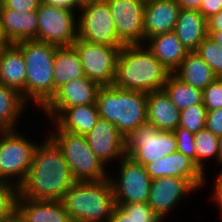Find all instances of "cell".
Instances as JSON below:
<instances>
[{"label":"cell","instance_id":"obj_27","mask_svg":"<svg viewBox=\"0 0 222 222\" xmlns=\"http://www.w3.org/2000/svg\"><path fill=\"white\" fill-rule=\"evenodd\" d=\"M54 94L63 84L84 77L81 60L73 47H60L54 56Z\"/></svg>","mask_w":222,"mask_h":222},{"label":"cell","instance_id":"obj_14","mask_svg":"<svg viewBox=\"0 0 222 222\" xmlns=\"http://www.w3.org/2000/svg\"><path fill=\"white\" fill-rule=\"evenodd\" d=\"M101 86L86 76L73 79L60 86L51 100L42 108L53 121L65 108L96 104Z\"/></svg>","mask_w":222,"mask_h":222},{"label":"cell","instance_id":"obj_45","mask_svg":"<svg viewBox=\"0 0 222 222\" xmlns=\"http://www.w3.org/2000/svg\"><path fill=\"white\" fill-rule=\"evenodd\" d=\"M2 222H25L19 213L15 210L8 218Z\"/></svg>","mask_w":222,"mask_h":222},{"label":"cell","instance_id":"obj_17","mask_svg":"<svg viewBox=\"0 0 222 222\" xmlns=\"http://www.w3.org/2000/svg\"><path fill=\"white\" fill-rule=\"evenodd\" d=\"M151 179L160 177H178L187 179L197 190L206 183L204 174L196 163L181 152H173L157 161L146 164Z\"/></svg>","mask_w":222,"mask_h":222},{"label":"cell","instance_id":"obj_34","mask_svg":"<svg viewBox=\"0 0 222 222\" xmlns=\"http://www.w3.org/2000/svg\"><path fill=\"white\" fill-rule=\"evenodd\" d=\"M18 188L8 182L0 181V222L16 210Z\"/></svg>","mask_w":222,"mask_h":222},{"label":"cell","instance_id":"obj_23","mask_svg":"<svg viewBox=\"0 0 222 222\" xmlns=\"http://www.w3.org/2000/svg\"><path fill=\"white\" fill-rule=\"evenodd\" d=\"M144 45L170 73L180 66L188 53L174 31L155 35Z\"/></svg>","mask_w":222,"mask_h":222},{"label":"cell","instance_id":"obj_5","mask_svg":"<svg viewBox=\"0 0 222 222\" xmlns=\"http://www.w3.org/2000/svg\"><path fill=\"white\" fill-rule=\"evenodd\" d=\"M96 105L100 118L115 124L125 138L147 124V93L101 86Z\"/></svg>","mask_w":222,"mask_h":222},{"label":"cell","instance_id":"obj_19","mask_svg":"<svg viewBox=\"0 0 222 222\" xmlns=\"http://www.w3.org/2000/svg\"><path fill=\"white\" fill-rule=\"evenodd\" d=\"M0 25L8 43L38 40L37 11L21 12L0 7Z\"/></svg>","mask_w":222,"mask_h":222},{"label":"cell","instance_id":"obj_9","mask_svg":"<svg viewBox=\"0 0 222 222\" xmlns=\"http://www.w3.org/2000/svg\"><path fill=\"white\" fill-rule=\"evenodd\" d=\"M72 47L78 53L84 75L100 86H111L116 78L117 58L122 46L93 44L77 38Z\"/></svg>","mask_w":222,"mask_h":222},{"label":"cell","instance_id":"obj_1","mask_svg":"<svg viewBox=\"0 0 222 222\" xmlns=\"http://www.w3.org/2000/svg\"><path fill=\"white\" fill-rule=\"evenodd\" d=\"M43 141L36 146L31 167L17 196L61 201L76 181L61 149L48 135Z\"/></svg>","mask_w":222,"mask_h":222},{"label":"cell","instance_id":"obj_40","mask_svg":"<svg viewBox=\"0 0 222 222\" xmlns=\"http://www.w3.org/2000/svg\"><path fill=\"white\" fill-rule=\"evenodd\" d=\"M41 3L72 12L75 10L78 12V9L82 7L77 0H41Z\"/></svg>","mask_w":222,"mask_h":222},{"label":"cell","instance_id":"obj_7","mask_svg":"<svg viewBox=\"0 0 222 222\" xmlns=\"http://www.w3.org/2000/svg\"><path fill=\"white\" fill-rule=\"evenodd\" d=\"M37 145L17 130L0 131V181L19 188L27 177Z\"/></svg>","mask_w":222,"mask_h":222},{"label":"cell","instance_id":"obj_41","mask_svg":"<svg viewBox=\"0 0 222 222\" xmlns=\"http://www.w3.org/2000/svg\"><path fill=\"white\" fill-rule=\"evenodd\" d=\"M214 190L213 192V200L217 204L218 209L221 210L222 213V170L216 175L214 179Z\"/></svg>","mask_w":222,"mask_h":222},{"label":"cell","instance_id":"obj_26","mask_svg":"<svg viewBox=\"0 0 222 222\" xmlns=\"http://www.w3.org/2000/svg\"><path fill=\"white\" fill-rule=\"evenodd\" d=\"M173 73L183 82L202 91L217 78L210 66L195 51L188 52Z\"/></svg>","mask_w":222,"mask_h":222},{"label":"cell","instance_id":"obj_10","mask_svg":"<svg viewBox=\"0 0 222 222\" xmlns=\"http://www.w3.org/2000/svg\"><path fill=\"white\" fill-rule=\"evenodd\" d=\"M78 38L93 44L123 46L117 38L114 19L106 0H96L79 9Z\"/></svg>","mask_w":222,"mask_h":222},{"label":"cell","instance_id":"obj_38","mask_svg":"<svg viewBox=\"0 0 222 222\" xmlns=\"http://www.w3.org/2000/svg\"><path fill=\"white\" fill-rule=\"evenodd\" d=\"M214 135L222 136V108L207 111L206 126Z\"/></svg>","mask_w":222,"mask_h":222},{"label":"cell","instance_id":"obj_31","mask_svg":"<svg viewBox=\"0 0 222 222\" xmlns=\"http://www.w3.org/2000/svg\"><path fill=\"white\" fill-rule=\"evenodd\" d=\"M194 147L196 152V165L206 174V163H204L206 159L209 161L208 159L211 160L212 158L218 163L219 137L205 127L194 135Z\"/></svg>","mask_w":222,"mask_h":222},{"label":"cell","instance_id":"obj_15","mask_svg":"<svg viewBox=\"0 0 222 222\" xmlns=\"http://www.w3.org/2000/svg\"><path fill=\"white\" fill-rule=\"evenodd\" d=\"M197 189L184 178L160 177L152 179L148 204L163 220L167 213L173 211L183 198ZM175 207V208H174Z\"/></svg>","mask_w":222,"mask_h":222},{"label":"cell","instance_id":"obj_11","mask_svg":"<svg viewBox=\"0 0 222 222\" xmlns=\"http://www.w3.org/2000/svg\"><path fill=\"white\" fill-rule=\"evenodd\" d=\"M38 41L57 47H72L78 38V20L72 11L41 3L37 9Z\"/></svg>","mask_w":222,"mask_h":222},{"label":"cell","instance_id":"obj_13","mask_svg":"<svg viewBox=\"0 0 222 222\" xmlns=\"http://www.w3.org/2000/svg\"><path fill=\"white\" fill-rule=\"evenodd\" d=\"M114 19L117 38L124 45L145 44L146 0H106Z\"/></svg>","mask_w":222,"mask_h":222},{"label":"cell","instance_id":"obj_2","mask_svg":"<svg viewBox=\"0 0 222 222\" xmlns=\"http://www.w3.org/2000/svg\"><path fill=\"white\" fill-rule=\"evenodd\" d=\"M170 72L144 44L123 45L117 58L114 86L150 93L162 90Z\"/></svg>","mask_w":222,"mask_h":222},{"label":"cell","instance_id":"obj_35","mask_svg":"<svg viewBox=\"0 0 222 222\" xmlns=\"http://www.w3.org/2000/svg\"><path fill=\"white\" fill-rule=\"evenodd\" d=\"M173 132L177 142V151L181 152L186 157H189L196 163V152L194 147L195 134L180 126H178Z\"/></svg>","mask_w":222,"mask_h":222},{"label":"cell","instance_id":"obj_8","mask_svg":"<svg viewBox=\"0 0 222 222\" xmlns=\"http://www.w3.org/2000/svg\"><path fill=\"white\" fill-rule=\"evenodd\" d=\"M177 151L173 131H160L149 124L138 127L125 138L126 156L145 166Z\"/></svg>","mask_w":222,"mask_h":222},{"label":"cell","instance_id":"obj_29","mask_svg":"<svg viewBox=\"0 0 222 222\" xmlns=\"http://www.w3.org/2000/svg\"><path fill=\"white\" fill-rule=\"evenodd\" d=\"M163 90L180 111L190 106L203 104V91L183 82L174 73L168 76Z\"/></svg>","mask_w":222,"mask_h":222},{"label":"cell","instance_id":"obj_30","mask_svg":"<svg viewBox=\"0 0 222 222\" xmlns=\"http://www.w3.org/2000/svg\"><path fill=\"white\" fill-rule=\"evenodd\" d=\"M148 202L116 203L109 222H162Z\"/></svg>","mask_w":222,"mask_h":222},{"label":"cell","instance_id":"obj_24","mask_svg":"<svg viewBox=\"0 0 222 222\" xmlns=\"http://www.w3.org/2000/svg\"><path fill=\"white\" fill-rule=\"evenodd\" d=\"M174 32L188 52L196 51L208 36L207 19L197 10L180 9Z\"/></svg>","mask_w":222,"mask_h":222},{"label":"cell","instance_id":"obj_3","mask_svg":"<svg viewBox=\"0 0 222 222\" xmlns=\"http://www.w3.org/2000/svg\"><path fill=\"white\" fill-rule=\"evenodd\" d=\"M15 44L26 64L25 102L31 100L42 109L54 96L53 62L59 47L35 39Z\"/></svg>","mask_w":222,"mask_h":222},{"label":"cell","instance_id":"obj_16","mask_svg":"<svg viewBox=\"0 0 222 222\" xmlns=\"http://www.w3.org/2000/svg\"><path fill=\"white\" fill-rule=\"evenodd\" d=\"M90 149L107 165L115 159L119 162L125 153V137L115 124L99 118L95 126L85 135ZM107 163V164H106Z\"/></svg>","mask_w":222,"mask_h":222},{"label":"cell","instance_id":"obj_42","mask_svg":"<svg viewBox=\"0 0 222 222\" xmlns=\"http://www.w3.org/2000/svg\"><path fill=\"white\" fill-rule=\"evenodd\" d=\"M208 31H221L222 28V10L207 19Z\"/></svg>","mask_w":222,"mask_h":222},{"label":"cell","instance_id":"obj_18","mask_svg":"<svg viewBox=\"0 0 222 222\" xmlns=\"http://www.w3.org/2000/svg\"><path fill=\"white\" fill-rule=\"evenodd\" d=\"M180 9L176 0H146L145 42L155 35L174 31Z\"/></svg>","mask_w":222,"mask_h":222},{"label":"cell","instance_id":"obj_39","mask_svg":"<svg viewBox=\"0 0 222 222\" xmlns=\"http://www.w3.org/2000/svg\"><path fill=\"white\" fill-rule=\"evenodd\" d=\"M222 10V0H202L199 12L209 19L212 15L217 14Z\"/></svg>","mask_w":222,"mask_h":222},{"label":"cell","instance_id":"obj_49","mask_svg":"<svg viewBox=\"0 0 222 222\" xmlns=\"http://www.w3.org/2000/svg\"><path fill=\"white\" fill-rule=\"evenodd\" d=\"M217 79L219 80V82L222 84V73L220 75L217 76Z\"/></svg>","mask_w":222,"mask_h":222},{"label":"cell","instance_id":"obj_32","mask_svg":"<svg viewBox=\"0 0 222 222\" xmlns=\"http://www.w3.org/2000/svg\"><path fill=\"white\" fill-rule=\"evenodd\" d=\"M195 52L210 66L216 76L222 73V47L209 35Z\"/></svg>","mask_w":222,"mask_h":222},{"label":"cell","instance_id":"obj_25","mask_svg":"<svg viewBox=\"0 0 222 222\" xmlns=\"http://www.w3.org/2000/svg\"><path fill=\"white\" fill-rule=\"evenodd\" d=\"M100 115L96 104H86L65 108L51 123L60 130L86 135L99 120Z\"/></svg>","mask_w":222,"mask_h":222},{"label":"cell","instance_id":"obj_37","mask_svg":"<svg viewBox=\"0 0 222 222\" xmlns=\"http://www.w3.org/2000/svg\"><path fill=\"white\" fill-rule=\"evenodd\" d=\"M41 0H4L3 6L7 9L21 12L37 11Z\"/></svg>","mask_w":222,"mask_h":222},{"label":"cell","instance_id":"obj_48","mask_svg":"<svg viewBox=\"0 0 222 222\" xmlns=\"http://www.w3.org/2000/svg\"><path fill=\"white\" fill-rule=\"evenodd\" d=\"M81 5H84V4H87V3H91L93 1H96V0H77Z\"/></svg>","mask_w":222,"mask_h":222},{"label":"cell","instance_id":"obj_50","mask_svg":"<svg viewBox=\"0 0 222 222\" xmlns=\"http://www.w3.org/2000/svg\"><path fill=\"white\" fill-rule=\"evenodd\" d=\"M4 0H0V7L3 5Z\"/></svg>","mask_w":222,"mask_h":222},{"label":"cell","instance_id":"obj_44","mask_svg":"<svg viewBox=\"0 0 222 222\" xmlns=\"http://www.w3.org/2000/svg\"><path fill=\"white\" fill-rule=\"evenodd\" d=\"M208 35L222 47V28L221 31H208Z\"/></svg>","mask_w":222,"mask_h":222},{"label":"cell","instance_id":"obj_12","mask_svg":"<svg viewBox=\"0 0 222 222\" xmlns=\"http://www.w3.org/2000/svg\"><path fill=\"white\" fill-rule=\"evenodd\" d=\"M119 167V177H108L115 203L148 202L152 179L145 167L128 156L121 159Z\"/></svg>","mask_w":222,"mask_h":222},{"label":"cell","instance_id":"obj_20","mask_svg":"<svg viewBox=\"0 0 222 222\" xmlns=\"http://www.w3.org/2000/svg\"><path fill=\"white\" fill-rule=\"evenodd\" d=\"M16 211L25 222H73L62 201L16 198Z\"/></svg>","mask_w":222,"mask_h":222},{"label":"cell","instance_id":"obj_43","mask_svg":"<svg viewBox=\"0 0 222 222\" xmlns=\"http://www.w3.org/2000/svg\"><path fill=\"white\" fill-rule=\"evenodd\" d=\"M181 9L199 11L202 0H176Z\"/></svg>","mask_w":222,"mask_h":222},{"label":"cell","instance_id":"obj_36","mask_svg":"<svg viewBox=\"0 0 222 222\" xmlns=\"http://www.w3.org/2000/svg\"><path fill=\"white\" fill-rule=\"evenodd\" d=\"M203 104L207 111L222 108V84L217 78L203 90Z\"/></svg>","mask_w":222,"mask_h":222},{"label":"cell","instance_id":"obj_28","mask_svg":"<svg viewBox=\"0 0 222 222\" xmlns=\"http://www.w3.org/2000/svg\"><path fill=\"white\" fill-rule=\"evenodd\" d=\"M27 103L14 88L0 84V131L16 130L15 125Z\"/></svg>","mask_w":222,"mask_h":222},{"label":"cell","instance_id":"obj_33","mask_svg":"<svg viewBox=\"0 0 222 222\" xmlns=\"http://www.w3.org/2000/svg\"><path fill=\"white\" fill-rule=\"evenodd\" d=\"M206 114L207 110L204 104L190 106L187 109L180 111L179 126L187 129L193 134H196L199 130L205 128Z\"/></svg>","mask_w":222,"mask_h":222},{"label":"cell","instance_id":"obj_22","mask_svg":"<svg viewBox=\"0 0 222 222\" xmlns=\"http://www.w3.org/2000/svg\"><path fill=\"white\" fill-rule=\"evenodd\" d=\"M0 84L17 90L25 101L26 64L22 50L15 43L0 51Z\"/></svg>","mask_w":222,"mask_h":222},{"label":"cell","instance_id":"obj_21","mask_svg":"<svg viewBox=\"0 0 222 222\" xmlns=\"http://www.w3.org/2000/svg\"><path fill=\"white\" fill-rule=\"evenodd\" d=\"M146 114L147 124L160 131H174L180 123V110L163 89L147 93Z\"/></svg>","mask_w":222,"mask_h":222},{"label":"cell","instance_id":"obj_47","mask_svg":"<svg viewBox=\"0 0 222 222\" xmlns=\"http://www.w3.org/2000/svg\"><path fill=\"white\" fill-rule=\"evenodd\" d=\"M9 43L7 42L6 38L4 37L3 33H2V29H1V25H0V47H5L6 45H8Z\"/></svg>","mask_w":222,"mask_h":222},{"label":"cell","instance_id":"obj_6","mask_svg":"<svg viewBox=\"0 0 222 222\" xmlns=\"http://www.w3.org/2000/svg\"><path fill=\"white\" fill-rule=\"evenodd\" d=\"M54 130L48 136L61 149L75 181H100L110 176L103 162L90 149L85 135L63 131L57 126Z\"/></svg>","mask_w":222,"mask_h":222},{"label":"cell","instance_id":"obj_46","mask_svg":"<svg viewBox=\"0 0 222 222\" xmlns=\"http://www.w3.org/2000/svg\"><path fill=\"white\" fill-rule=\"evenodd\" d=\"M218 164L222 166V136L219 137Z\"/></svg>","mask_w":222,"mask_h":222},{"label":"cell","instance_id":"obj_4","mask_svg":"<svg viewBox=\"0 0 222 222\" xmlns=\"http://www.w3.org/2000/svg\"><path fill=\"white\" fill-rule=\"evenodd\" d=\"M61 201L73 222H109L116 206L109 178L76 181Z\"/></svg>","mask_w":222,"mask_h":222}]
</instances>
